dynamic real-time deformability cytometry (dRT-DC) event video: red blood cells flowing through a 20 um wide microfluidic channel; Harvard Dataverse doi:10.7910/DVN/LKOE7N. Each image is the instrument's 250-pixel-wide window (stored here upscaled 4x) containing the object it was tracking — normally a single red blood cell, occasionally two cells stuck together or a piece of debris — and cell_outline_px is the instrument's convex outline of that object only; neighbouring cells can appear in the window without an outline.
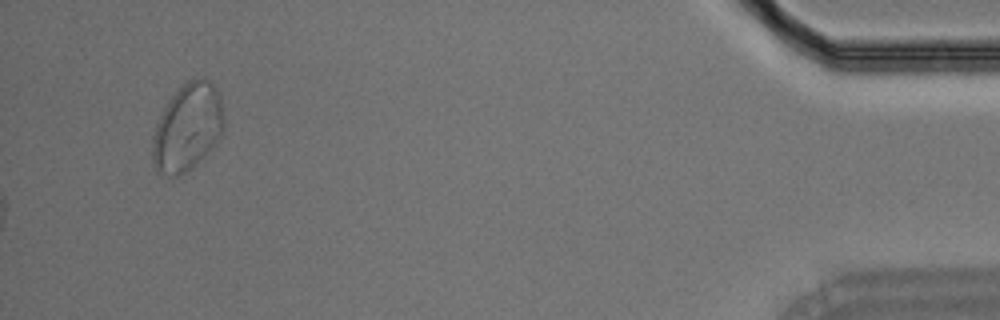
{"species": "Egyptian fruit bat (a non-hibernating species)", "species_latin": "Rousettus aegyptiacus", "temperature_condition": "room temperature", "stored_images_in_passage": 34, "camera_frame_rate_fps": 3000, "um_per_image_px": 0.085, "animal": {"sex": "male"}, "frame": {"image": 1, "passage_image": 34, "time_ms": 11.0, "image_size_px": [1000, 320], "cell_outline_px": [[224, 128], [220, 136], [212, 148], [192, 168], [176, 176], [172, 176], [156, 168], [152, 164], [152, 140], [156, 124], [168, 100], [176, 88], [188, 80], [204, 76], [216, 88], [220, 96], [224, 120]], "centroid_in_image_um": [15.94, 10.78], "position_along_channel_um": 419.3, "area_um2": 36.36}}